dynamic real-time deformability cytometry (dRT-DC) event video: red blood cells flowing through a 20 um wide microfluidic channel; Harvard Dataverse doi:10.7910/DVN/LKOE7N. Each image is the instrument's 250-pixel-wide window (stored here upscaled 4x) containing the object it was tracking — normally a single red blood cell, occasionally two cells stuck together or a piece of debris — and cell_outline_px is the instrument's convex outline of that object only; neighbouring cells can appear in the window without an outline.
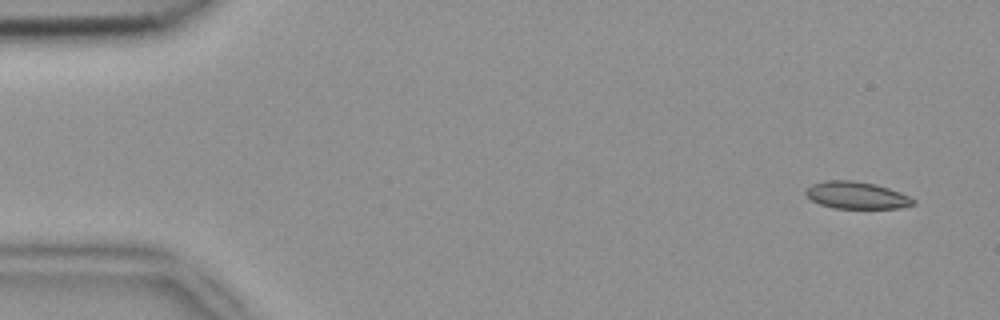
{"species": "common noctule bat (a hibernating species)", "species_latin": "Nyctalus noctula", "temperature_condition": "room temperature", "stored_images_in_passage": 5, "camera_frame_rate_fps": 3000, "um_per_image_px": 0.085, "animal": {"sex": "female", "body_mass_g": 18.4}, "frame": {"image": 1, "passage_image": 1, "time_ms": 0.0, "image_size_px": [1000, 320], "cell_outline_px": [[916, 204], [900, 208], [832, 208], [820, 204], [812, 200], [804, 192], [812, 184], [824, 180], [852, 180], [876, 184], [900, 192], [916, 200]], "centroid_in_image_um": [72.82, 16.59], "position_along_channel_um": 12.2, "area_um2": 16.99}}
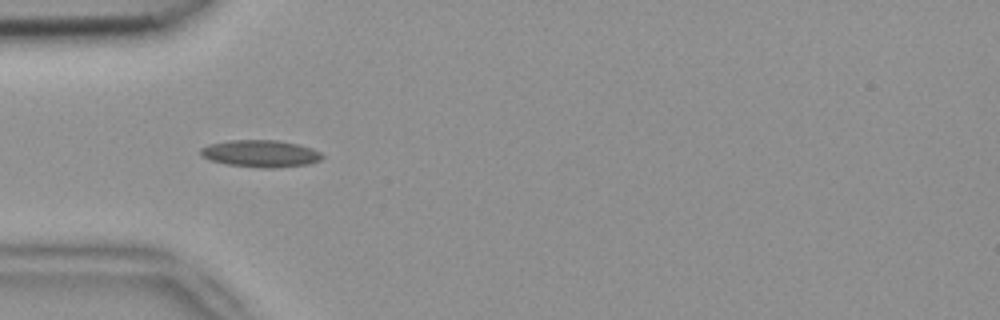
{"frame": {"image": 2, "passage_image": 5, "time_ms": 1.333, "image_size_px": [1000, 320], "cell_outline_px": [[324, 156], [320, 160], [308, 164], [276, 168], [264, 168], [228, 164], [208, 160], [200, 156], [200, 148], [208, 144], [228, 140], [276, 140], [296, 144], [312, 148], [320, 152]], "centroid_in_image_um": [22.11, 13.05], "position_along_channel_um": 62.9, "area_um2": 19.25}}